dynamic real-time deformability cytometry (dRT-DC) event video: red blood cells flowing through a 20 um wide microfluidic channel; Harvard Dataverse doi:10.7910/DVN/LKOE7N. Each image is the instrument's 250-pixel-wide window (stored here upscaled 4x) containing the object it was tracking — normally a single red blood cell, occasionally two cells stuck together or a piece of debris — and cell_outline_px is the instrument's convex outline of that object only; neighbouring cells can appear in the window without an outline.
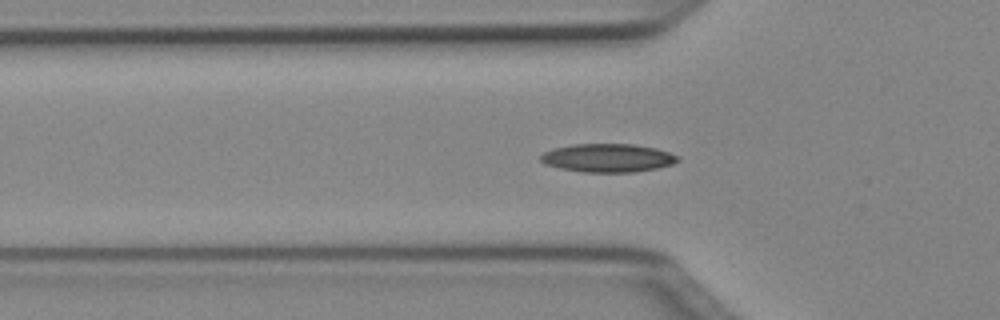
{"species": "Egyptian fruit bat (a non-hibernating species)", "species_latin": "Rousettus aegyptiacus", "temperature_condition": "cold", "stored_images_in_passage": 38, "camera_frame_rate_fps": 3000, "um_per_image_px": 0.085, "animal": {"sex": "female"}, "frame": {"image": 1, "passage_image": 3, "time_ms": 0.667, "image_size_px": [1000, 320], "cell_outline_px": [[680, 160], [672, 164], [656, 168], [636, 172], [584, 172], [560, 168], [544, 164], [540, 160], [540, 156], [544, 152], [552, 148], [572, 144], [636, 144], [656, 148], [680, 156]], "centroid_in_image_um": [51.66, 13.42], "position_along_channel_um": 74.1, "area_um2": 22.83}}
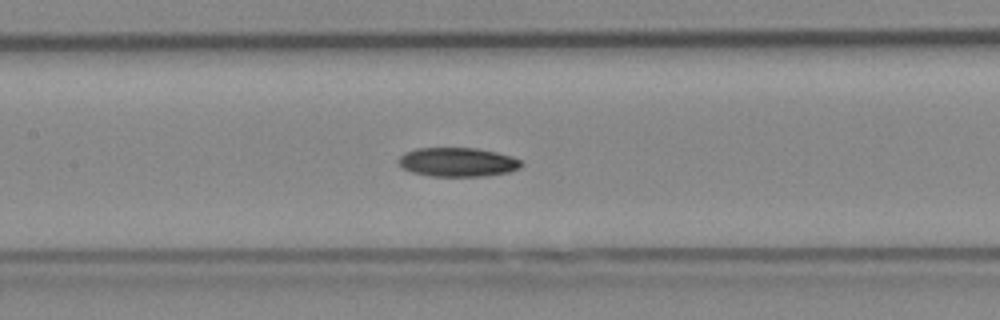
{"frame": {"image": 2, "passage_image": 10, "time_ms": 3.0, "image_size_px": [1000, 320], "cell_outline_px": [[524, 164], [520, 168], [508, 172], [484, 176], [432, 176], [412, 172], [404, 168], [396, 160], [404, 152], [416, 148], [476, 148], [496, 152], [512, 156], [524, 160]], "centroid_in_image_um": [38.93, 13.77], "position_along_channel_um": 168.5, "area_um2": 20.92}}
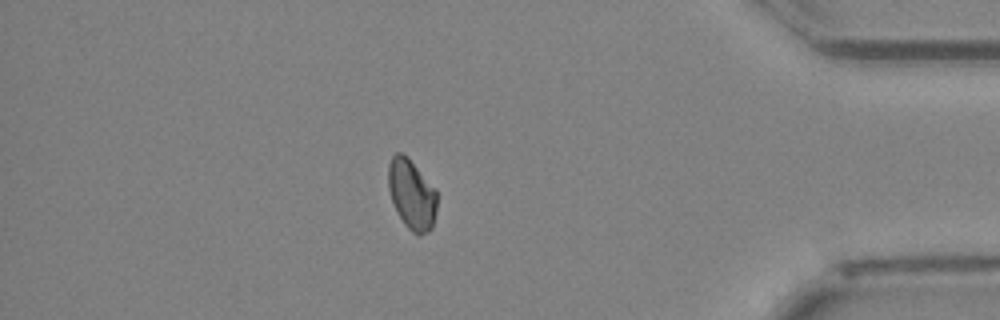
{"frame": {"image": 3, "passage_image": 30, "time_ms": 9.667, "image_size_px": [1000, 320], "cell_outline_px": [[436, 212], [432, 228], [428, 232], [420, 236], [416, 236], [404, 224], [392, 200], [388, 188], [388, 164], [392, 156], [396, 152], [400, 152], [436, 188]], "centroid_in_image_um": [35.0, 16.57], "position_along_channel_um": 400.2, "area_um2": 19.59}}